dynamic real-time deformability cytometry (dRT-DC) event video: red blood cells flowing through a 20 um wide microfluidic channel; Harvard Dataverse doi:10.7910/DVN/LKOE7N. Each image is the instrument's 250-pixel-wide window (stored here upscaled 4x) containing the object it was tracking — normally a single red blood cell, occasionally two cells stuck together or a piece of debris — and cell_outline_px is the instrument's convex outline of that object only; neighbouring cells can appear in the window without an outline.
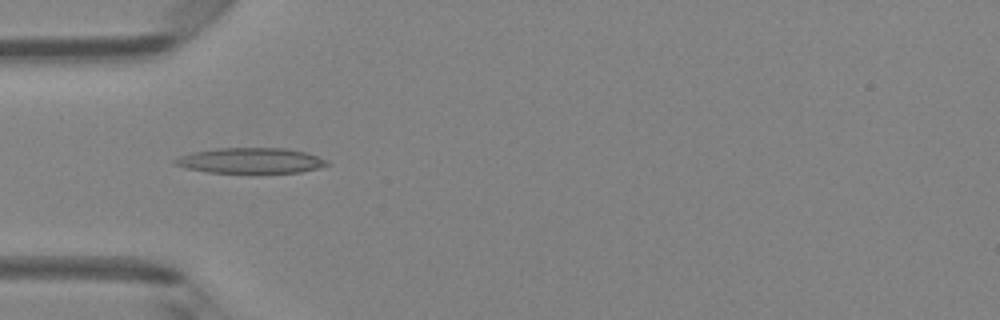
{"species": "Egyptian fruit bat (a non-hibernating species)", "species_latin": "Rousettus aegyptiacus", "temperature_condition": "room temperature", "stored_images_in_passage": 3, "camera_frame_rate_fps": 3000, "um_per_image_px": 0.085, "animal": {"sex": "female"}, "frame": {"image": 1, "passage_image": 3, "time_ms": 0.667, "image_size_px": [1000, 320], "cell_outline_px": [[332, 164], [320, 168], [300, 172], [208, 172], [184, 168], [172, 164], [172, 160], [180, 156], [192, 152], [216, 148], [288, 148], [304, 152], [328, 160]], "centroid_in_image_um": [21.29, 13.64], "position_along_channel_um": 63.7, "area_um2": 22.6}}